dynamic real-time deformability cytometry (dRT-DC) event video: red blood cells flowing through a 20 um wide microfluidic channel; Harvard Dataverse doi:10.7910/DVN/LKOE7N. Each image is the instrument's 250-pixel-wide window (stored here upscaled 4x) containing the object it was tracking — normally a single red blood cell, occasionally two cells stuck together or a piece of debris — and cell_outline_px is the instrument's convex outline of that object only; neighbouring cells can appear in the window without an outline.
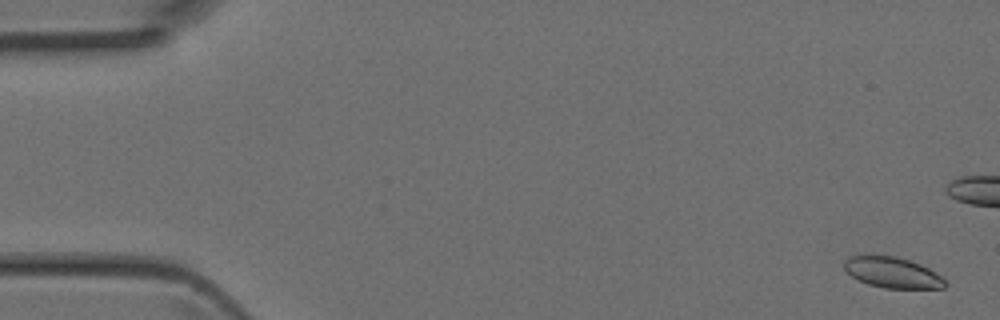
{"species": "Egyptian fruit bat (a non-hibernating species)", "species_latin": "Rousettus aegyptiacus", "temperature_condition": "room temperature", "stored_images_in_passage": 8, "segment_of_instrument_passage": [1, 2], "camera_frame_rate_fps": 3000, "um_per_image_px": 0.085, "animal": {"sex": "female"}, "frame": {"image": 1, "passage_image": 1, "time_ms": 0.0, "image_size_px": [1000, 320], "cell_outline_px": [[948, 284], [944, 288], [884, 288], [868, 284], [852, 276], [844, 268], [844, 260], [848, 256], [896, 256], [920, 264], [928, 268], [940, 276]], "centroid_in_image_um": [75.86, 23.17], "position_along_channel_um": 9.1, "area_um2": 17.8}}
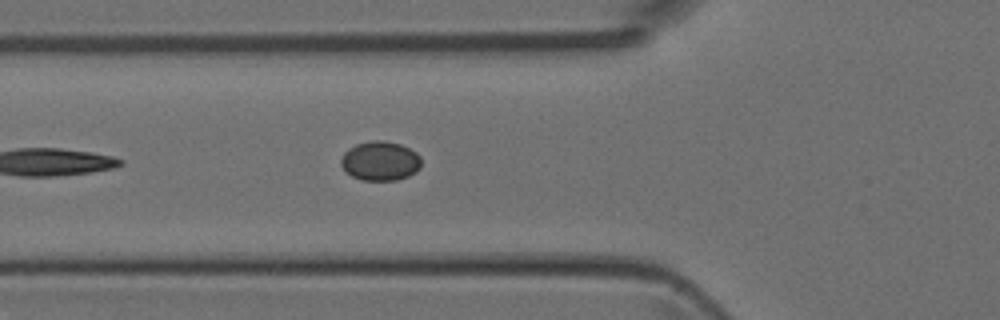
{"frame": {"image": 2, "passage_image": 7, "time_ms": 2.0, "image_size_px": [1000, 320], "cell_outline_px": [[420, 168], [416, 172], [408, 176], [396, 180], [360, 180], [344, 172], [340, 164], [340, 160], [344, 152], [348, 148], [356, 144], [372, 140], [384, 140], [400, 144], [416, 152], [420, 156]], "centroid_in_image_um": [32.29, 13.68], "position_along_channel_um": 93.5, "area_um2": 18.61}}